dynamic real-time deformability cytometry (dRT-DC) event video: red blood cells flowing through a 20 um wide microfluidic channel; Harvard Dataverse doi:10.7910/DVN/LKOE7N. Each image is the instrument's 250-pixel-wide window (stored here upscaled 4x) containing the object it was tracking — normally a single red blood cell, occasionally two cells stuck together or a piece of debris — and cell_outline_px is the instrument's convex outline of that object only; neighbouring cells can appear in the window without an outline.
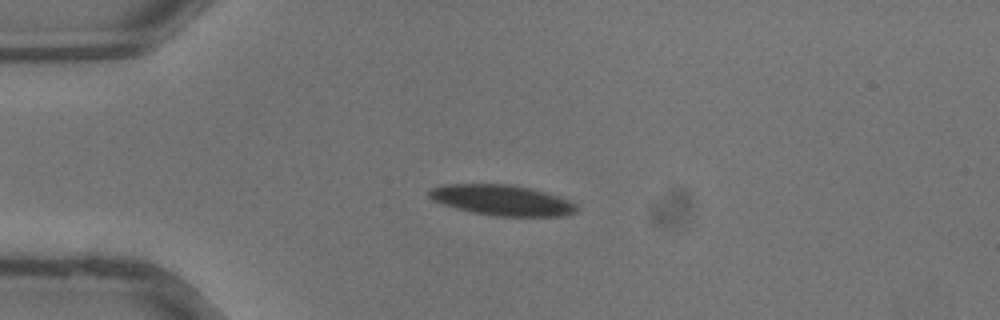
{"species": "common noctule bat (a hibernating species)", "species_latin": "Nyctalus noctula", "temperature_condition": "warm", "stored_images_in_passage": 31, "camera_frame_rate_fps": 3000, "um_per_image_px": 0.085, "animal": {"sex": "male", "body_mass_g": 13.3}, "frame": {"image": 1, "passage_image": 8, "time_ms": 2.333, "image_size_px": [1000, 320], "cell_outline_px": [[580, 208], [576, 212], [564, 216], [496, 216], [472, 212], [456, 208], [432, 200], [428, 196], [428, 192], [432, 188], [444, 184], [512, 184], [532, 188], [568, 200], [576, 204]], "centroid_in_image_um": [42.68, 17.01], "position_along_channel_um": 42.3, "area_um2": 26.24}}
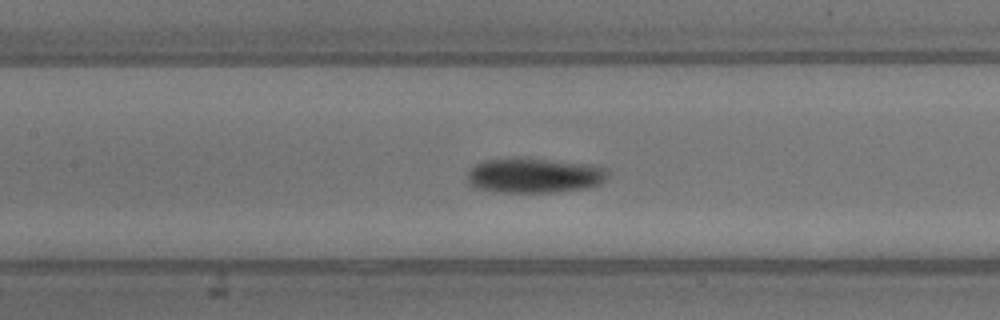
{"frame": {"image": 2, "passage_image": 16, "time_ms": 5.0, "image_size_px": [1000, 320], "cell_outline_px": [[612, 172], [600, 184], [588, 188], [552, 192], [496, 192], [472, 188], [468, 184], [468, 172], [476, 164], [484, 160], [516, 156], [528, 156], [592, 164], [608, 168]], "centroid_in_image_um": [45.44, 14.88], "position_along_channel_um": 162.0, "area_um2": 29.77}}
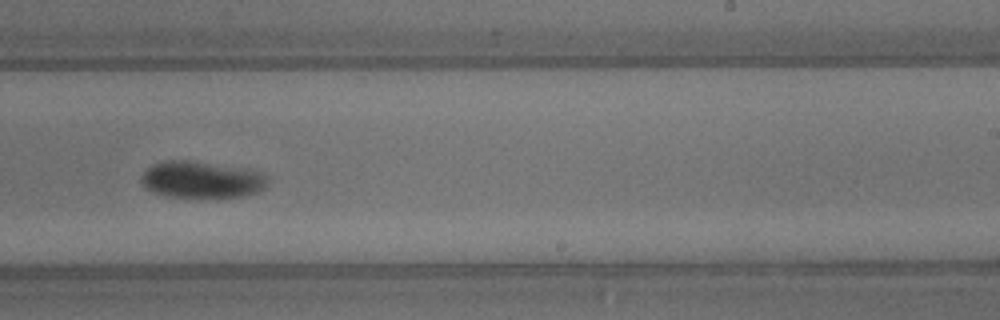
{"frame": {"image": 3, "passage_image": 22, "time_ms": 7.0, "image_size_px": [1000, 320], "cell_outline_px": [[268, 184], [264, 188], [256, 192], [240, 196], [168, 196], [152, 192], [144, 188], [140, 180], [140, 176], [152, 164], [164, 160], [188, 160], [260, 172], [268, 176]], "centroid_in_image_um": [17.07, 15.26], "position_along_channel_um": 271.9, "area_um2": 26.53}}